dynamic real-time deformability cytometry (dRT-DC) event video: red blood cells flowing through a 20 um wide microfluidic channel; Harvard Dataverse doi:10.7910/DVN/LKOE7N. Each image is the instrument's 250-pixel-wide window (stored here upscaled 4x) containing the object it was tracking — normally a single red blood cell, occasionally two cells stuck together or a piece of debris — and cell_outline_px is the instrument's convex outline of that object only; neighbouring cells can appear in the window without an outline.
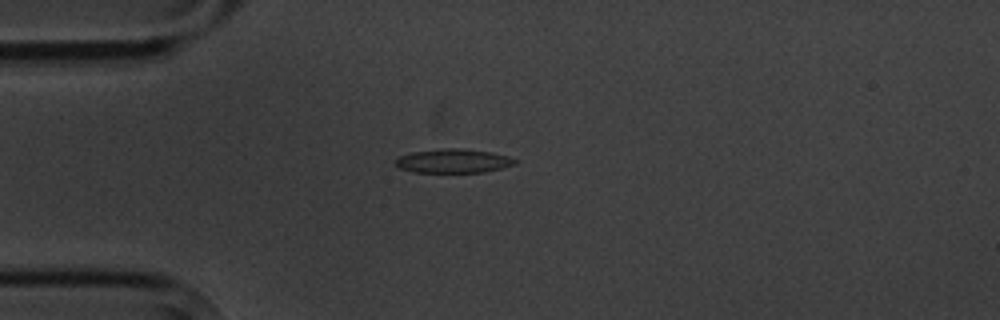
{"species": "common noctule bat (a hibernating species)", "species_latin": "Nyctalus noctula", "temperature_condition": "cold", "stored_images_in_passage": 4, "camera_frame_rate_fps": 3000, "um_per_image_px": 0.085, "animal": {"sex": "male", "body_mass_g": 20.1, "forearm_length_mm": 53.5}, "frame": {"image": 1, "passage_image": 3, "time_ms": 2.333, "image_size_px": [1000, 320], "cell_outline_px": [[516, 164], [484, 172], [412, 172], [400, 168], [396, 164], [396, 160], [400, 156], [412, 152], [444, 148], [460, 148], [492, 152], [508, 156], [516, 160]], "centroid_in_image_um": [38.54, 13.68], "position_along_channel_um": 46.5, "area_um2": 16.53}}